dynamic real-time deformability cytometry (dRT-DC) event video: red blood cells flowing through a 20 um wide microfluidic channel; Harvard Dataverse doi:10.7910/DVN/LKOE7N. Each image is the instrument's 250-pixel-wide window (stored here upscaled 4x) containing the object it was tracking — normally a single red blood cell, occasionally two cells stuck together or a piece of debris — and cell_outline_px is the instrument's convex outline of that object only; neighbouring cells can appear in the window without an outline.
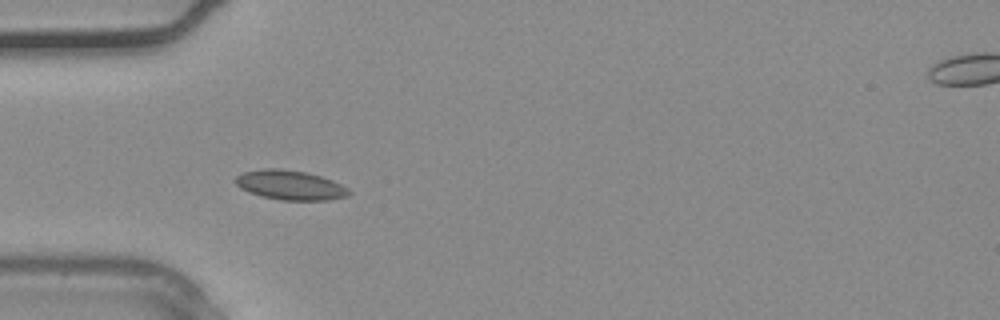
{"species": "common noctule bat (a hibernating species)", "species_latin": "Nyctalus noctula", "temperature_condition": "warm", "stored_images_in_passage": 4, "camera_frame_rate_fps": 3000, "um_per_image_px": 0.085, "animal": {"sex": "male", "body_mass_g": 20.4}, "frame": {"image": 1, "passage_image": 3, "time_ms": 0.667, "image_size_px": [1000, 320], "cell_outline_px": [[352, 192], [348, 196], [328, 200], [280, 200], [248, 192], [240, 188], [232, 180], [236, 176], [244, 172], [264, 168], [280, 168], [304, 172], [320, 176], [332, 180], [348, 188]], "centroid_in_image_um": [24.65, 15.73], "position_along_channel_um": 60.4, "area_um2": 19.54}}
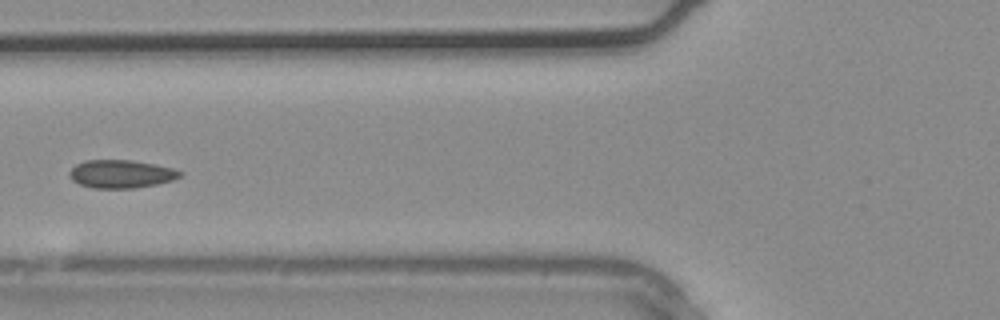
{"frame": {"image": 2, "passage_image": 4, "time_ms": 1.0, "image_size_px": [1000, 320], "cell_outline_px": [[184, 176], [172, 180], [156, 184], [136, 188], [92, 188], [80, 184], [72, 180], [68, 176], [68, 172], [76, 164], [84, 160], [128, 160], [152, 164], [172, 168], [184, 172]], "centroid_in_image_um": [10.28, 14.79], "position_along_channel_um": 115.5, "area_um2": 18.15}}